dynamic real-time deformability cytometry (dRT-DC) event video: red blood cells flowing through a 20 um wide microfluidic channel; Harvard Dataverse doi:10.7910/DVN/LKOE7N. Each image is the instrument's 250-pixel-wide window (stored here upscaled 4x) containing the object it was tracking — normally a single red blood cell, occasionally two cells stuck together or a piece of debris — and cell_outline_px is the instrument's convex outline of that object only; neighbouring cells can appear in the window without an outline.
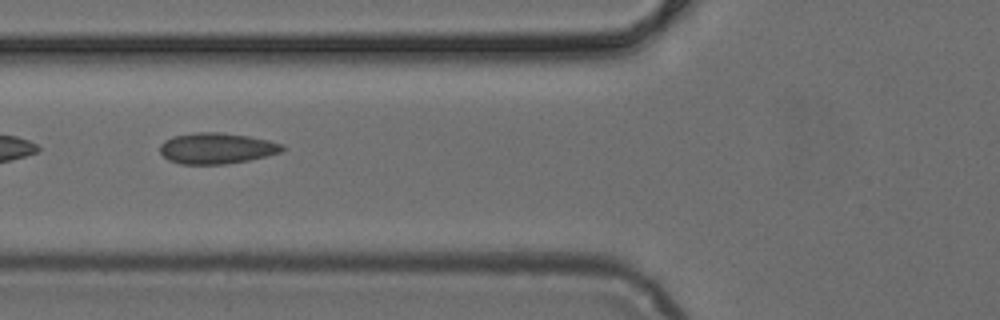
{"species": "common noctule bat (a hibernating species)", "species_latin": "Nyctalus noctula", "temperature_condition": "cold", "stored_images_in_passage": 50, "camera_frame_rate_fps": 3000, "um_per_image_px": 0.085, "animal": {"sex": "female", "body_mass_g": 24.6, "forearm_length_mm": 56.2}, "frame": {"image": 1, "passage_image": 19, "time_ms": 6.0, "image_size_px": [1000, 320], "cell_outline_px": [[288, 148], [280, 152], [248, 160], [224, 164], [180, 164], [168, 160], [160, 152], [160, 144], [164, 140], [172, 136], [196, 132], [220, 132], [248, 136], [268, 140], [284, 144]], "centroid_in_image_um": [18.4, 12.6], "position_along_channel_um": 107.4, "area_um2": 22.14}}
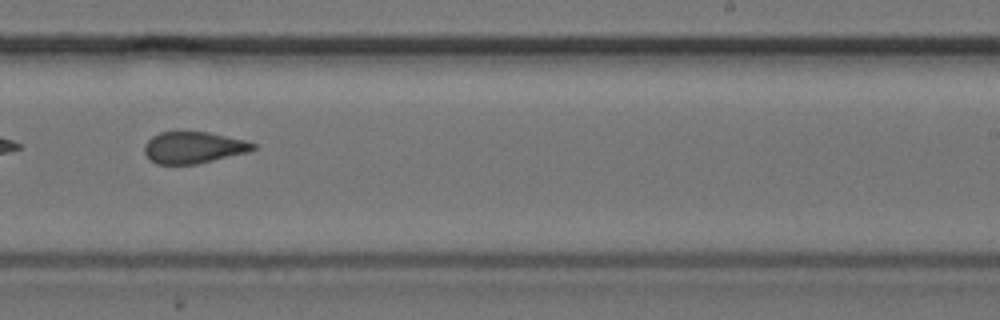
{"frame": {"image": 2, "passage_image": 31, "time_ms": 10.0, "image_size_px": [1000, 320], "cell_outline_px": [[256, 148], [248, 152], [196, 164], [156, 164], [148, 160], [144, 152], [144, 144], [152, 136], [160, 132], [208, 132], [248, 140], [256, 144]], "centroid_in_image_um": [16.44, 12.54], "position_along_channel_um": 272.6, "area_um2": 20.17}}
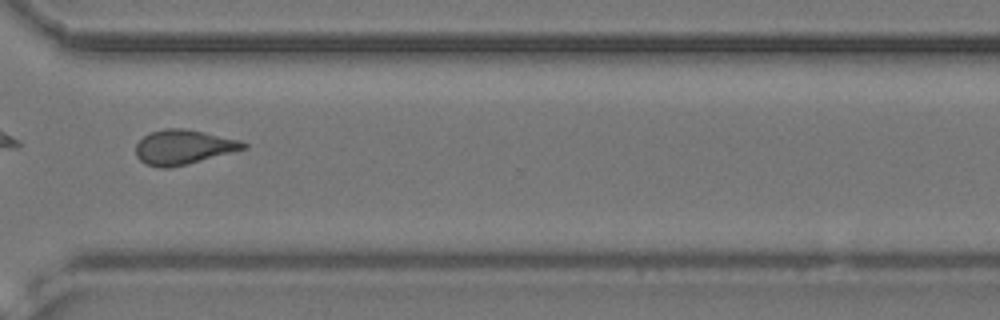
{"frame": {"image": 3, "passage_image": 37, "time_ms": 12.0, "image_size_px": [1000, 320], "cell_outline_px": [[248, 148], [188, 164], [168, 168], [160, 168], [144, 164], [136, 156], [136, 144], [144, 136], [152, 132], [164, 128], [184, 128], [204, 132], [240, 140], [248, 144]], "centroid_in_image_um": [15.59, 12.51], "position_along_channel_um": 355.0, "area_um2": 21.79}}